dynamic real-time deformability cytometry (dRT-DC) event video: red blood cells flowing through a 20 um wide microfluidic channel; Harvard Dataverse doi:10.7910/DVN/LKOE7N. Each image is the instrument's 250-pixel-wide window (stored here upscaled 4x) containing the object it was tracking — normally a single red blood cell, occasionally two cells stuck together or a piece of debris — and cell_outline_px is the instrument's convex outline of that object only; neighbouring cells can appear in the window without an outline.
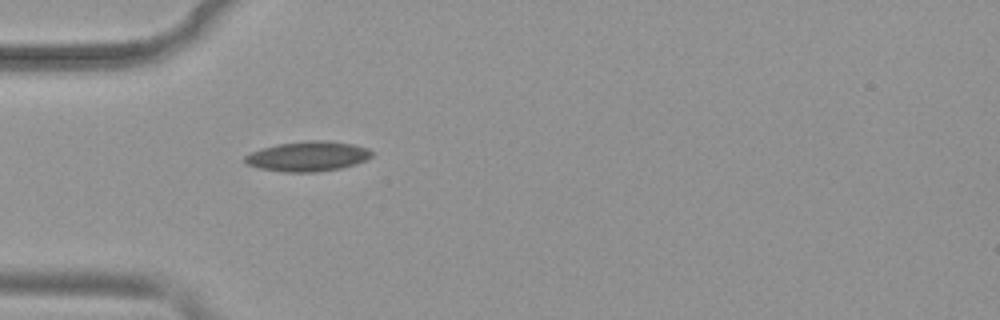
{"species": "common noctule bat (a hibernating species)", "species_latin": "Nyctalus noctula", "temperature_condition": "warm", "stored_images_in_passage": 39, "camera_frame_rate_fps": 3000, "um_per_image_px": 0.085, "animal": {"sex": "female", "body_mass_g": 19.9}, "frame": {"image": 1, "passage_image": 1, "time_ms": 0.0, "image_size_px": [1000, 320], "cell_outline_px": [[372, 156], [364, 160], [340, 168], [316, 172], [284, 172], [260, 168], [248, 164], [244, 160], [244, 156], [252, 152], [276, 144], [308, 140], [324, 140], [352, 144], [368, 148], [372, 152]], "centroid_in_image_um": [26.15, 13.28], "position_along_channel_um": 58.8, "area_um2": 21.85}}
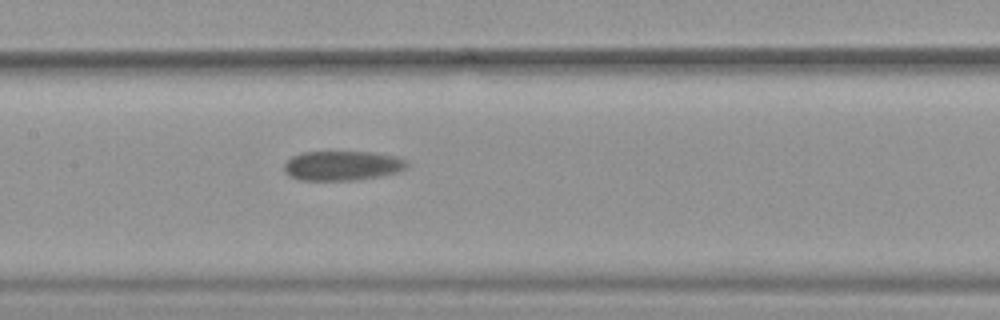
{"frame": {"image": 2, "passage_image": 11, "time_ms": 3.333, "image_size_px": [1000, 320], "cell_outline_px": [[408, 168], [396, 172], [380, 176], [360, 180], [300, 180], [288, 176], [284, 172], [284, 164], [292, 156], [300, 152], [372, 152], [396, 156], [408, 160]], "centroid_in_image_um": [29.1, 14.08], "position_along_channel_um": 178.3, "area_um2": 21.44}}
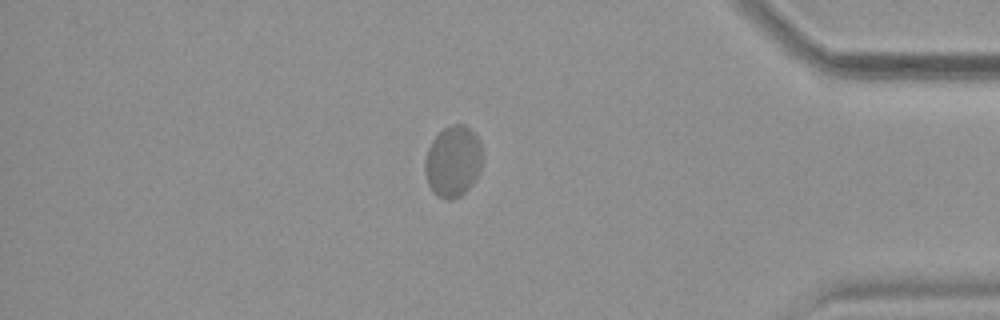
{"frame": {"image": 3, "passage_image": 31, "time_ms": 10.0, "image_size_px": [1000, 320], "cell_outline_px": [[480, 172], [472, 184], [460, 196], [452, 200], [448, 200], [436, 196], [432, 192], [428, 184], [424, 168], [424, 160], [428, 148], [432, 140], [444, 128], [452, 124], [464, 124], [480, 140]], "centroid_in_image_um": [38.47, 13.74], "position_along_channel_um": 396.7, "area_um2": 23.76}}